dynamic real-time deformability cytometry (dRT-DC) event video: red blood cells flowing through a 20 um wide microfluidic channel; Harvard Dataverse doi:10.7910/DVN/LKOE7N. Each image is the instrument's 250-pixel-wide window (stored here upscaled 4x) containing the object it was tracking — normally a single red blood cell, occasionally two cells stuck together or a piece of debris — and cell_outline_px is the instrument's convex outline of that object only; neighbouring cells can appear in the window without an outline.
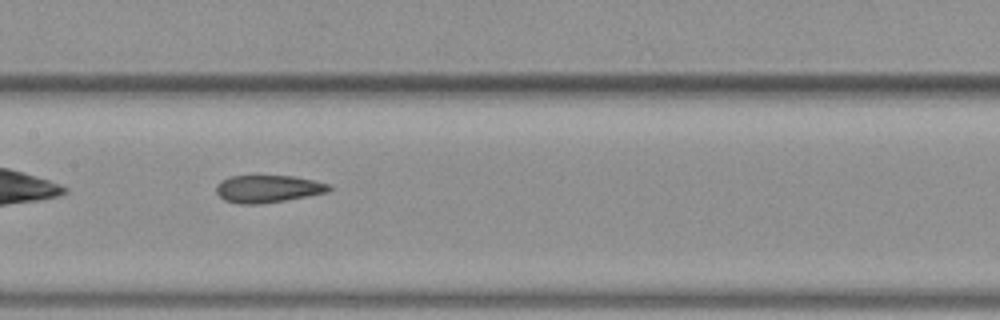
{"species": "common noctule bat (a hibernating species)", "species_latin": "Nyctalus noctula", "temperature_condition": "warm", "stored_images_in_passage": 34, "camera_frame_rate_fps": 3000, "um_per_image_px": 0.085, "animal": {"sex": "female", "body_mass_g": 19.3, "forearm_length_mm": 54.1}, "frame": {"image": 1, "passage_image": 10, "time_ms": 3.0, "image_size_px": [1000, 320], "cell_outline_px": [[332, 188], [328, 192], [284, 200], [260, 204], [236, 204], [224, 200], [216, 192], [216, 184], [220, 180], [232, 176], [292, 176], [312, 180], [328, 184]], "centroid_in_image_um": [22.72, 16.05], "position_along_channel_um": 184.7, "area_um2": 17.92}, "authors_computed_cell_mechanics": {"area_um2": 18.5827, "velocity_mm_per_s": 4.0474, "shape_relaxation_time_tau1_ms": null, "shape_relaxation_time_tau2_ms": 3.4372, "deformation_change_tau1": null, "deformation_change_tau2": 0.125}}